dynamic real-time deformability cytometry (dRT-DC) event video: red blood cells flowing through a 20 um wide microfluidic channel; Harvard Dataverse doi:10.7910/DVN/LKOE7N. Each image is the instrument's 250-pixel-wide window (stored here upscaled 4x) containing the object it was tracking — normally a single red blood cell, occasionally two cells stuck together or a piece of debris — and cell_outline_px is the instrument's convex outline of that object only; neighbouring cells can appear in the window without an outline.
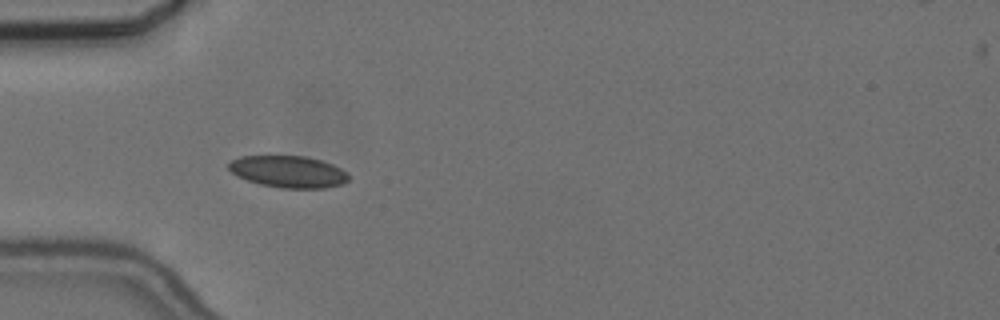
{"species": "common noctule bat (a hibernating species)", "species_latin": "Nyctalus noctula", "temperature_condition": "cold", "stored_images_in_passage": 40, "camera_frame_rate_fps": 3000, "um_per_image_px": 0.085, "animal": {"sex": "female", "body_mass_g": 24.6, "forearm_length_mm": 56.2}, "frame": {"image": 1, "passage_image": 1, "time_ms": 0.0, "image_size_px": [1000, 320], "cell_outline_px": [[348, 180], [344, 184], [324, 188], [280, 188], [260, 184], [236, 176], [228, 168], [228, 164], [232, 160], [240, 156], [304, 156], [320, 160], [332, 164], [348, 172]], "centroid_in_image_um": [24.51, 14.59], "position_along_channel_um": 60.5, "area_um2": 22.25}}
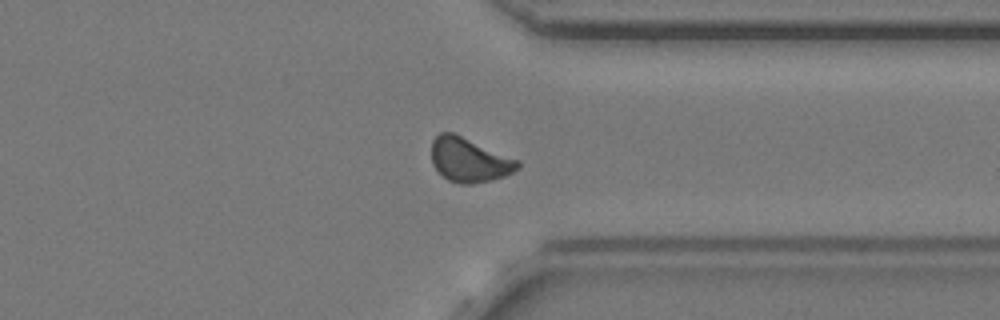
{"frame": {"image": 2, "passage_image": 27, "time_ms": 8.667, "image_size_px": [1000, 320], "cell_outline_px": [[520, 168], [504, 176], [492, 180], [472, 184], [460, 184], [448, 180], [432, 164], [432, 140], [440, 132], [452, 132], [520, 160]], "centroid_in_image_um": [39.9, 13.59], "position_along_channel_um": 371.5, "area_um2": 22.2}}
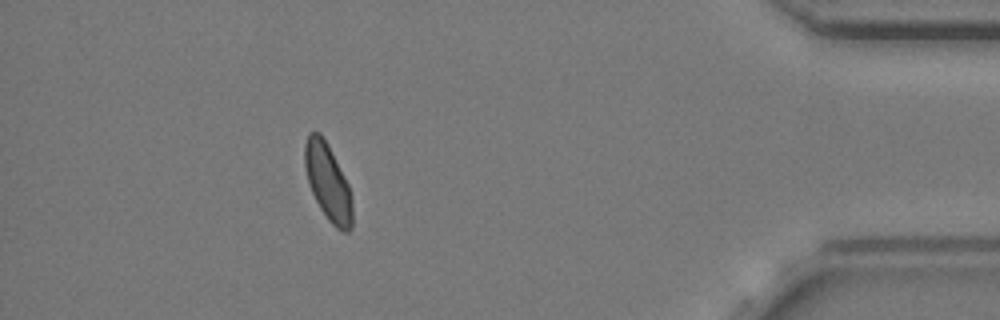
{"frame": {"image": 3, "passage_image": 34, "time_ms": 11.0, "image_size_px": [1000, 320], "cell_outline_px": [[352, 228], [348, 232], [344, 232], [336, 228], [328, 220], [320, 208], [312, 192], [304, 168], [304, 144], [308, 132], [320, 132], [328, 144], [348, 184], [352, 200]], "centroid_in_image_um": [27.86, 15.47], "position_along_channel_um": 407.3, "area_um2": 21.27}, "authors_computed_cell_mechanics": {"area_um2": 21.2704, "velocity_mm_per_s": 3.6394, "shape_relaxation_time_tau1_ms": null, "shape_relaxation_time_tau2_ms": 2.0292, "deformation_change_tau1": null, "deformation_change_tau2": 0.0535}}